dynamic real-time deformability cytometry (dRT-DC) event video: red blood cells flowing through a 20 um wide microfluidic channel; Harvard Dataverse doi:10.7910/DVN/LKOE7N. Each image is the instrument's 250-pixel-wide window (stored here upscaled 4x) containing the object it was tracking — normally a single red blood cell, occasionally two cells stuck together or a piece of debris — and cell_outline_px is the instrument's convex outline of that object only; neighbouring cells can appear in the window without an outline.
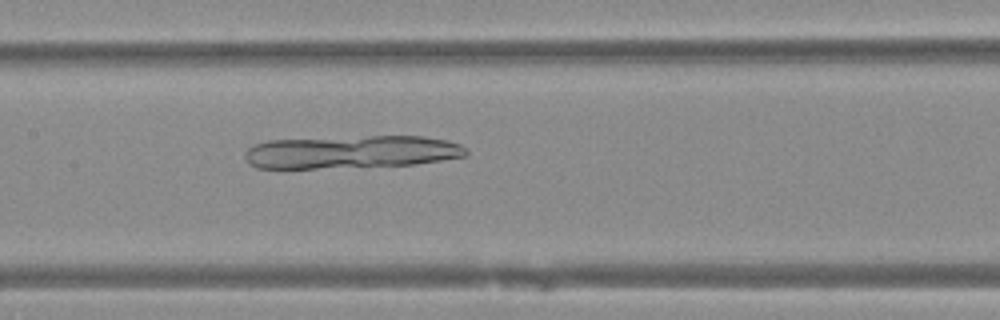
{"species": "Egyptian fruit bat (a non-hibernating species)", "species_latin": "Rousettus aegyptiacus", "temperature_condition": "warm", "stored_images_in_passage": 43, "camera_frame_rate_fps": 3000, "um_per_image_px": 0.085, "animal": {"sex": "female"}, "frame": {"image": 1, "passage_image": 18, "time_ms": 5.667, "image_size_px": [1000, 320], "cell_outline_px": [[468, 156], [416, 164], [316, 168], [256, 168], [248, 164], [244, 156], [244, 152], [252, 144], [268, 140], [368, 136], [424, 136], [448, 140], [460, 144], [468, 148]], "centroid_in_image_um": [29.87, 12.91], "position_along_channel_um": 177.5, "area_um2": 42.71}}
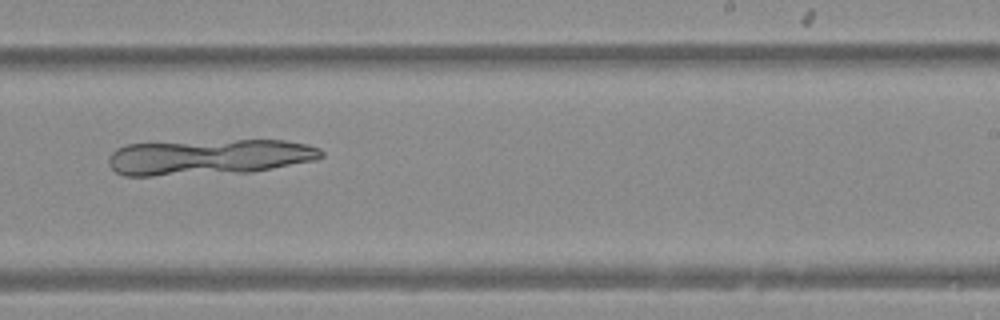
{"frame": {"image": 2, "passage_image": 25, "time_ms": 8.0, "image_size_px": [1000, 320], "cell_outline_px": [[324, 156], [316, 160], [252, 172], [152, 176], [124, 176], [116, 172], [108, 164], [108, 156], [116, 148], [124, 144], [236, 140], [284, 140], [304, 144], [320, 148], [324, 152]], "centroid_in_image_um": [17.74, 13.35], "position_along_channel_um": 271.3, "area_um2": 44.56}}
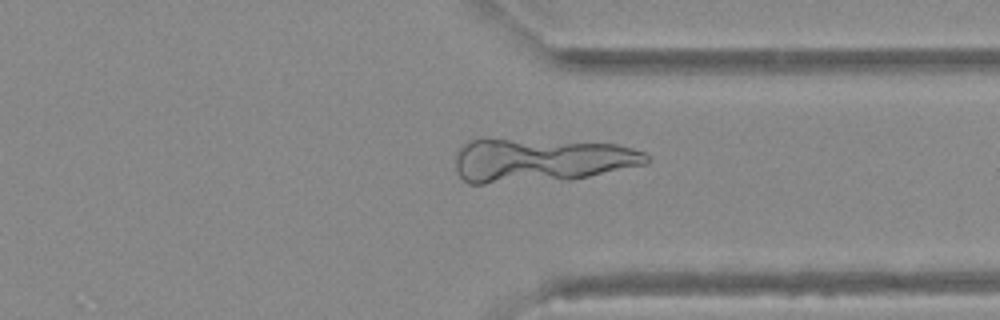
{"frame": {"image": 3, "passage_image": 32, "time_ms": 10.333, "image_size_px": [1000, 320], "cell_outline_px": [[652, 160], [648, 164], [572, 180], [484, 184], [468, 184], [456, 172], [456, 152], [460, 144], [468, 140], [508, 140], [616, 144], [632, 148], [644, 152]], "centroid_in_image_um": [45.98, 13.66], "position_along_channel_um": 365.4, "area_um2": 48.9}}